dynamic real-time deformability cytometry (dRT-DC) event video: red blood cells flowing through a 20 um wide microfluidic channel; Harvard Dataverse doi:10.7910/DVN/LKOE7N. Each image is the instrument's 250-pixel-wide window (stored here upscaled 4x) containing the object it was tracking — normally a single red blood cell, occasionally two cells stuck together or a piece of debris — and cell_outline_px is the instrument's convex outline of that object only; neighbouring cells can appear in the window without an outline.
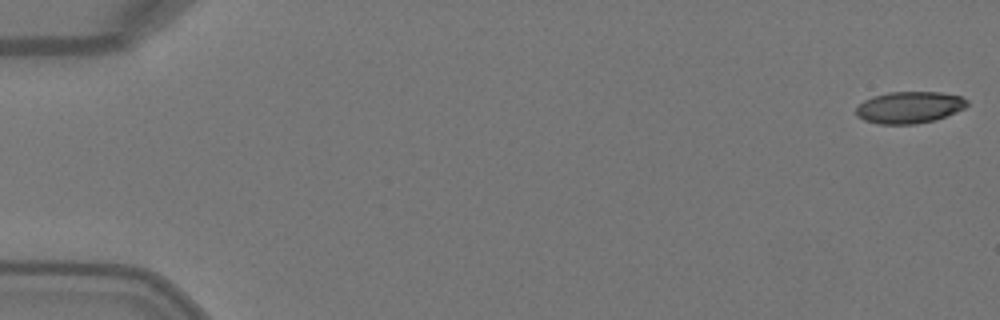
{"species": "Egyptian fruit bat (a non-hibernating species)", "species_latin": "Rousettus aegyptiacus", "temperature_condition": "warm", "stored_images_in_passage": 16, "camera_frame_rate_fps": 3000, "um_per_image_px": 0.085, "animal": {"sex": "female"}, "frame": {"image": 1, "passage_image": 1, "time_ms": 0.0, "image_size_px": [1000, 320], "cell_outline_px": [[968, 104], [964, 108], [956, 112], [936, 120], [916, 124], [880, 124], [864, 120], [856, 116], [856, 108], [864, 100], [872, 96], [888, 92], [940, 92], [960, 96], [968, 100]], "centroid_in_image_um": [77.29, 9.13], "position_along_channel_um": 7.7, "area_um2": 20.63}}
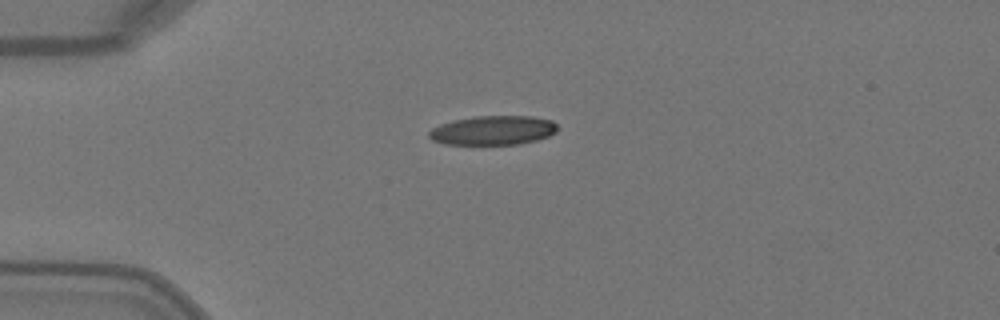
{"frame": {"image": 2, "passage_image": 13, "time_ms": 4.0, "image_size_px": [1000, 320], "cell_outline_px": [[556, 132], [548, 136], [536, 140], [520, 144], [444, 144], [432, 140], [428, 136], [428, 132], [432, 128], [440, 124], [452, 120], [472, 116], [532, 116], [552, 120], [556, 124]], "centroid_in_image_um": [41.88, 11.07], "position_along_channel_um": 43.1, "area_um2": 21.96}}